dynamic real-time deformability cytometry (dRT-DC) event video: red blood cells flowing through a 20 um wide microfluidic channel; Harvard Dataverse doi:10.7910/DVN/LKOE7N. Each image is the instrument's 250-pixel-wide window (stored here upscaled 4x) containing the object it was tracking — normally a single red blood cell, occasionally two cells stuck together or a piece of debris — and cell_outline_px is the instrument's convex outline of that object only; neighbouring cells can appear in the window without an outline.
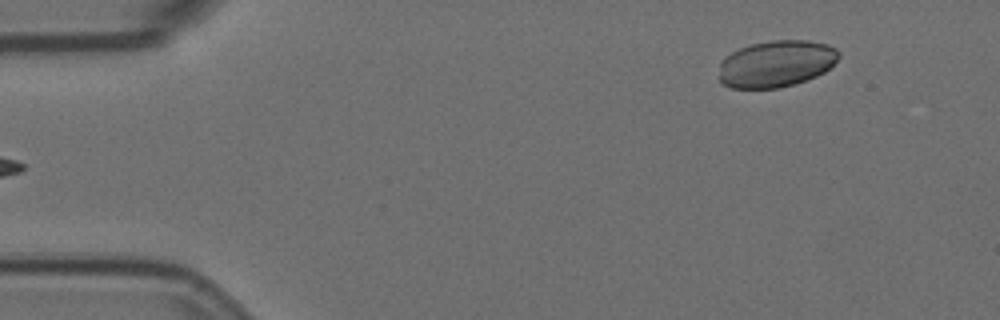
{"species": "Egyptian fruit bat (a non-hibernating species)", "species_latin": "Rousettus aegyptiacus", "temperature_condition": "room temperature", "stored_images_in_passage": 6, "segment_of_instrument_passage": [2, 2], "camera_frame_rate_fps": 3000, "um_per_image_px": 0.085, "animal": {"sex": "female"}, "frame": {"image": 1, "passage_image": 6, "time_ms": 1.667, "image_size_px": [1000, 320], "cell_outline_px": [[840, 56], [824, 72], [816, 76], [780, 88], [732, 88], [720, 84], [720, 64], [724, 56], [740, 48], [752, 44], [772, 40], [808, 40], [828, 44], [836, 48], [840, 52]], "centroid_in_image_um": [65.97, 5.41], "position_along_channel_um": 19.0, "area_um2": 32.6}}